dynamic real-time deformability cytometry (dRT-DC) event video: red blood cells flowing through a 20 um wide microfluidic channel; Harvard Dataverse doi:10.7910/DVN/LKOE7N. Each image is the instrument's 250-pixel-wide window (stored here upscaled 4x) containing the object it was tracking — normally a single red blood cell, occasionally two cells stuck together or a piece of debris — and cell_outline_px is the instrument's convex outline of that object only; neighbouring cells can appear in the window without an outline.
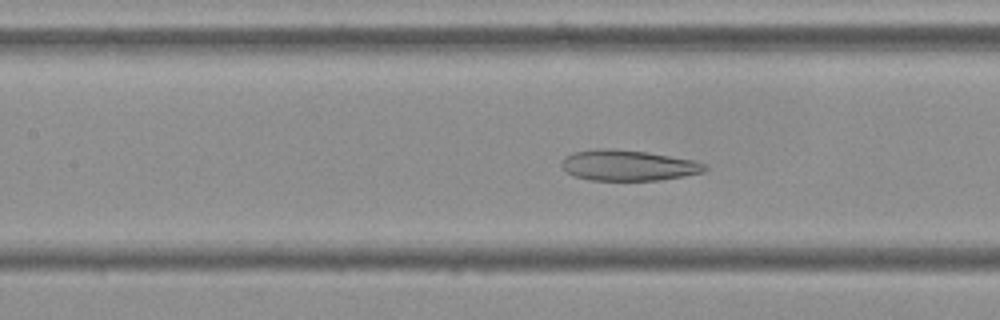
{"species": "Egyptian fruit bat (a non-hibernating species)", "species_latin": "Rousettus aegyptiacus", "temperature_condition": "cold", "stored_images_in_passage": 16, "camera_frame_rate_fps": 3000, "um_per_image_px": 0.085, "frame": {"image": 1, "passage_image": 10, "time_ms": 3.0, "image_size_px": [1000, 320], "cell_outline_px": [[708, 168], [704, 172], [684, 176], [660, 180], [588, 180], [572, 176], [560, 164], [564, 156], [572, 152], [600, 148], [648, 152], [692, 160], [708, 164]], "centroid_in_image_um": [53.38, 14.06], "position_along_channel_um": 154.0, "area_um2": 25.66}}
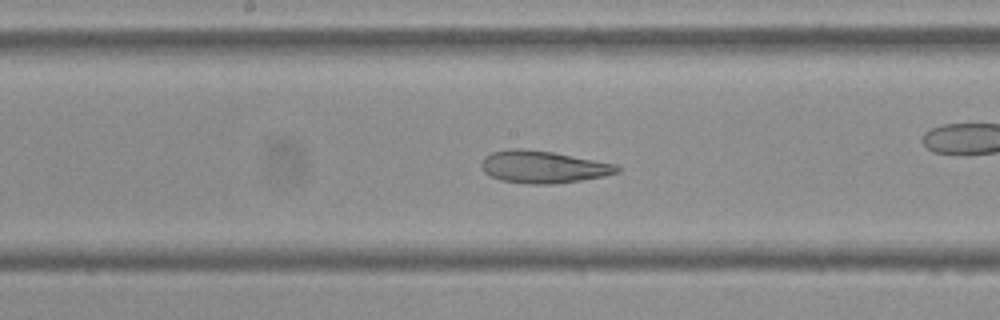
{"frame": {"image": 2, "passage_image": 14, "time_ms": 4.333, "image_size_px": [1000, 320], "cell_outline_px": [[620, 172], [604, 176], [556, 184], [528, 184], [500, 180], [484, 172], [480, 164], [484, 156], [492, 152], [512, 148], [524, 148], [552, 152], [616, 164], [620, 168]], "centroid_in_image_um": [46.15, 14.19], "position_along_channel_um": 202.1, "area_um2": 25.55}}